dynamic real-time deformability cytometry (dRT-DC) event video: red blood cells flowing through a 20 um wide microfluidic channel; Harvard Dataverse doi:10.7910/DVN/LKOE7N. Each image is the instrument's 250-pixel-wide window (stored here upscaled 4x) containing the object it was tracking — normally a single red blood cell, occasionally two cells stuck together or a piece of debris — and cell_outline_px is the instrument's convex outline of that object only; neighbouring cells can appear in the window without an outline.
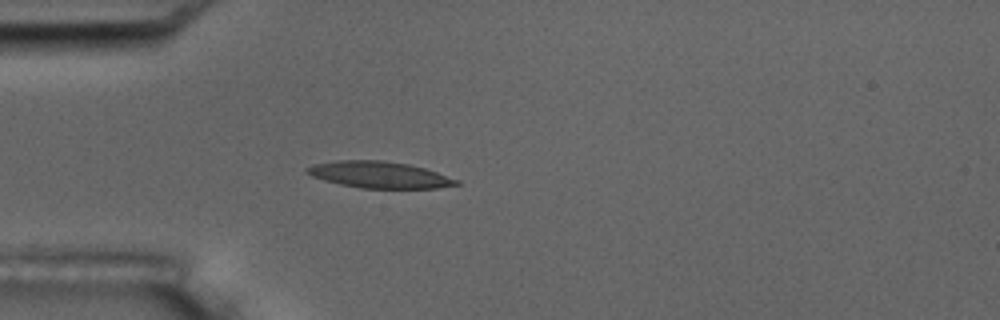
{"species": "common noctule bat (a hibernating species)", "species_latin": "Nyctalus noctula", "temperature_condition": "room temperature", "stored_images_in_passage": 4, "camera_frame_rate_fps": 3000, "um_per_image_px": 0.085, "animal": {"sex": "male", "body_mass_g": 17.5, "forearm_length_mm": 52.3}, "frame": {"image": 1, "passage_image": 4, "time_ms": 4.333, "image_size_px": [1000, 320], "cell_outline_px": [[460, 184], [436, 188], [360, 188], [340, 184], [324, 180], [312, 176], [304, 172], [304, 168], [312, 164], [336, 160], [384, 160], [408, 164], [424, 168], [460, 180]], "centroid_in_image_um": [32.2, 14.85], "position_along_channel_um": 52.8, "area_um2": 23.18}}